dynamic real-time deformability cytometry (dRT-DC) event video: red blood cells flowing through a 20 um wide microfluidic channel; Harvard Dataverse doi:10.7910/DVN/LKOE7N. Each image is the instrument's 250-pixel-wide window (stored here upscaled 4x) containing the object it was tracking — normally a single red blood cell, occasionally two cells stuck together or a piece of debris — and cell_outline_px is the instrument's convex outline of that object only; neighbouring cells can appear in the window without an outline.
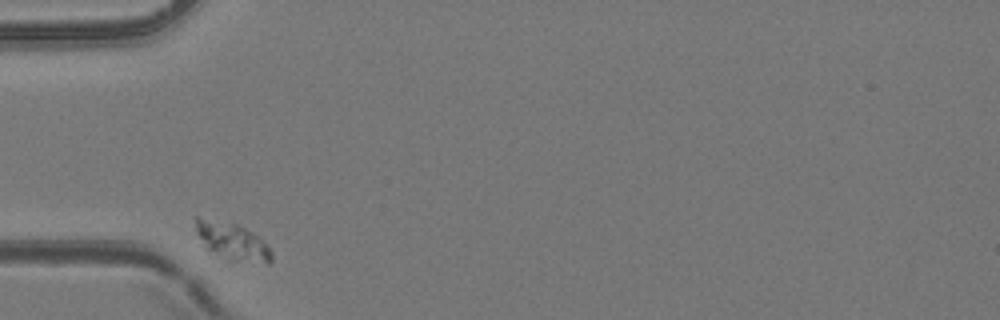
{"species": "common noctule bat (a hibernating species)", "species_latin": "Nyctalus noctula", "temperature_condition": "room temperature", "stored_images_in_passage": 9, "camera_frame_rate_fps": 3000, "um_per_image_px": 0.085, "animal": {"sex": "female", "body_mass_g": 24.6, "forearm_length_mm": 56.2}, "frame": {"image": 1, "passage_image": 1, "time_ms": 0.0, "image_size_px": [1000, 320], "cell_outline_px": [[272, 260], [268, 264], [224, 260], [204, 248], [196, 232], [196, 216], [236, 224], [260, 236], [272, 252]], "centroid_in_image_um": [19.74, 20.55], "position_along_channel_um": 65.3, "area_um2": 16.82}}
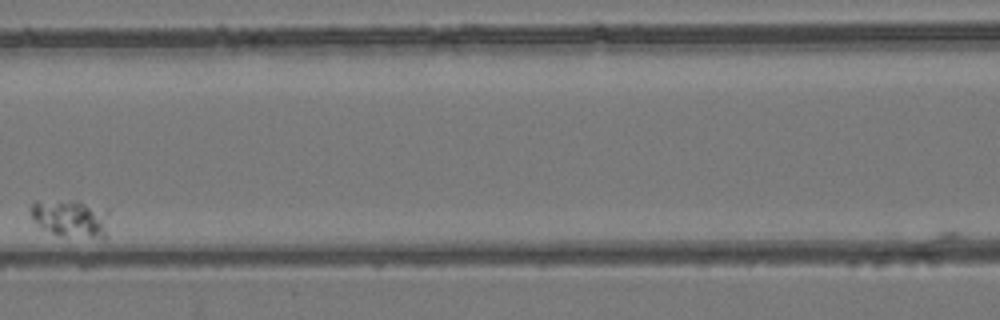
{"frame": {"image": 2, "passage_image": 4, "time_ms": 1.0, "image_size_px": [1000, 320], "cell_outline_px": [[108, 212], [104, 240], [52, 232], [36, 224], [32, 220], [28, 208], [36, 200], [76, 200], [108, 208]], "centroid_in_image_um": [6.0, 18.5], "position_along_channel_um": 160.6, "area_um2": 17.4}}
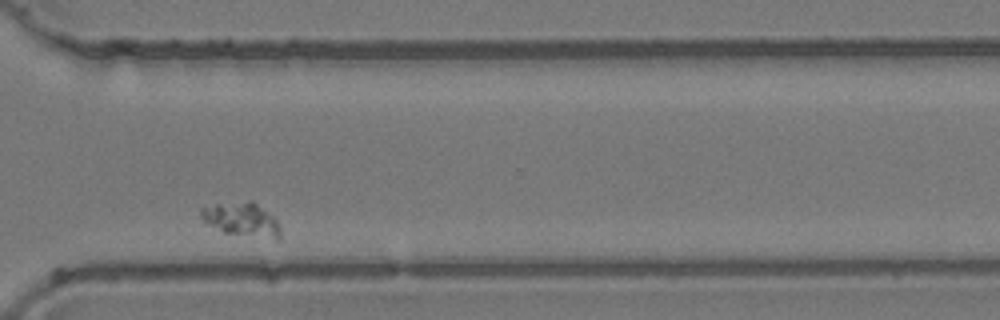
{"frame": {"image": 3, "passage_image": 9, "time_ms": 2.667, "image_size_px": [1000, 320], "cell_outline_px": [[280, 240], [276, 240], [224, 232], [204, 220], [200, 216], [200, 208], [216, 204], [248, 200], [252, 200], [272, 216], [276, 220], [280, 228]], "centroid_in_image_um": [20.58, 18.65], "position_along_channel_um": 350.0, "area_um2": 15.43}}